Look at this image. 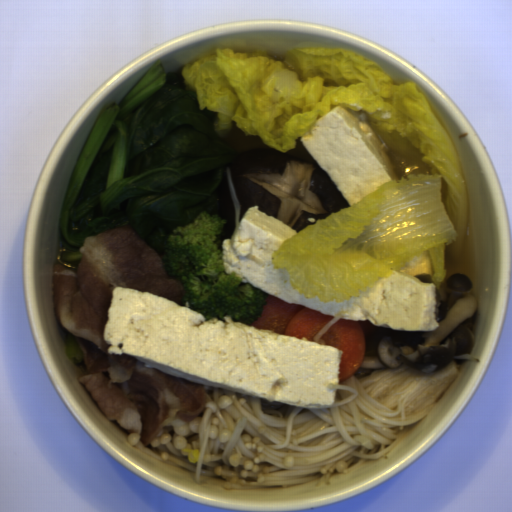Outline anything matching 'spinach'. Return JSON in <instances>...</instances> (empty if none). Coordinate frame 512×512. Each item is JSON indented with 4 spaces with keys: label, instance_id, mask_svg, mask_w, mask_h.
<instances>
[{
    "label": "spinach",
    "instance_id": "spinach-1",
    "mask_svg": "<svg viewBox=\"0 0 512 512\" xmlns=\"http://www.w3.org/2000/svg\"><path fill=\"white\" fill-rule=\"evenodd\" d=\"M219 114L163 62L104 110L68 183L60 260L77 265L87 238L112 228L163 253L173 229L217 206L228 168L276 150L235 121L220 129Z\"/></svg>",
    "mask_w": 512,
    "mask_h": 512
},
{
    "label": "spinach",
    "instance_id": "spinach-2",
    "mask_svg": "<svg viewBox=\"0 0 512 512\" xmlns=\"http://www.w3.org/2000/svg\"><path fill=\"white\" fill-rule=\"evenodd\" d=\"M65 353L67 357L74 358L75 362L80 363L83 361L84 356L76 342L73 333L66 329L64 337Z\"/></svg>",
    "mask_w": 512,
    "mask_h": 512
}]
</instances>
